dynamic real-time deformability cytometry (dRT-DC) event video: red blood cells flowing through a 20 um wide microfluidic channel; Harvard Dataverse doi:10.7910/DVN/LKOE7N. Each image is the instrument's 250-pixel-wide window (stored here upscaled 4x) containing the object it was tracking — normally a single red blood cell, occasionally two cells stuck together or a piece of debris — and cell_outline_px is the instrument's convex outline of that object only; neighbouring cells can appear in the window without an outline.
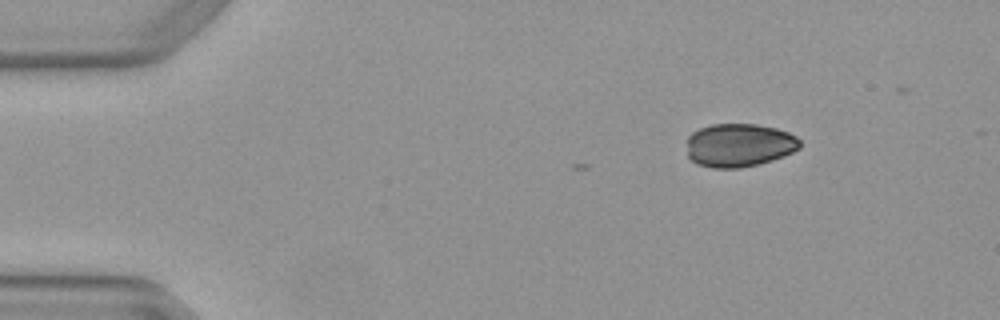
{"species": "Egyptian fruit bat (a non-hibernating species)", "species_latin": "Rousettus aegyptiacus", "temperature_condition": "warm", "stored_images_in_passage": 2, "camera_frame_rate_fps": 3000, "um_per_image_px": 0.085, "animal": {"sex": "female"}, "frame": {"image": 1, "passage_image": 2, "time_ms": 0.333, "image_size_px": [1000, 320], "cell_outline_px": [[800, 148], [784, 156], [772, 160], [740, 168], [712, 168], [696, 164], [688, 156], [688, 136], [692, 132], [700, 128], [712, 124], [756, 124], [776, 128], [788, 132], [796, 136], [800, 140]], "centroid_in_image_um": [62.83, 12.34], "position_along_channel_um": 22.2, "area_um2": 28.67}}